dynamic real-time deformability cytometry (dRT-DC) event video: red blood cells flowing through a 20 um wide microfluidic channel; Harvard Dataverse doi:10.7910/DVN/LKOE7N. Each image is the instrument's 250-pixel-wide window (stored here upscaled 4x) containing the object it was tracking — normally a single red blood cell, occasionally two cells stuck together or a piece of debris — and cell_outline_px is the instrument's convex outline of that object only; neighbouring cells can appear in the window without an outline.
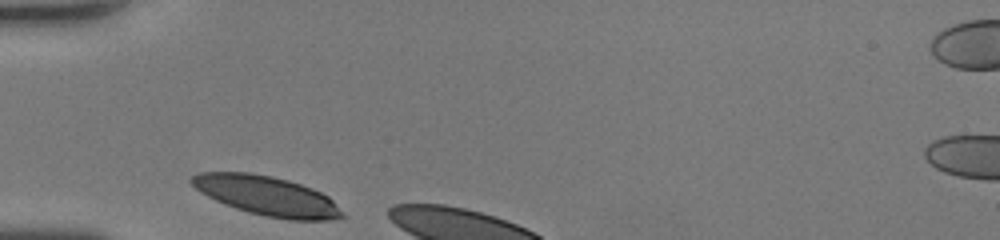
{"species": "human", "species_latin": "Homo sapiens", "temperature_condition": "room temperature", "stored_images_in_passage": 4, "camera_frame_rate_fps": 3000, "um_per_image_px": 0.085, "donor": {"sex": "female"}, "frame": {"image": 1, "passage_image": 1, "time_ms": 0.0, "image_size_px": [1000, 240], "cell_outline_px": [[344, 216], [332, 220], [288, 220], [264, 216], [248, 212], [224, 204], [200, 192], [188, 180], [192, 176], [200, 172], [248, 172], [272, 176], [288, 180], [312, 188], [328, 196], [344, 212]], "centroid_in_image_um": [22.69, 16.65], "position_along_channel_um": 62.3, "area_um2": 34.62}}